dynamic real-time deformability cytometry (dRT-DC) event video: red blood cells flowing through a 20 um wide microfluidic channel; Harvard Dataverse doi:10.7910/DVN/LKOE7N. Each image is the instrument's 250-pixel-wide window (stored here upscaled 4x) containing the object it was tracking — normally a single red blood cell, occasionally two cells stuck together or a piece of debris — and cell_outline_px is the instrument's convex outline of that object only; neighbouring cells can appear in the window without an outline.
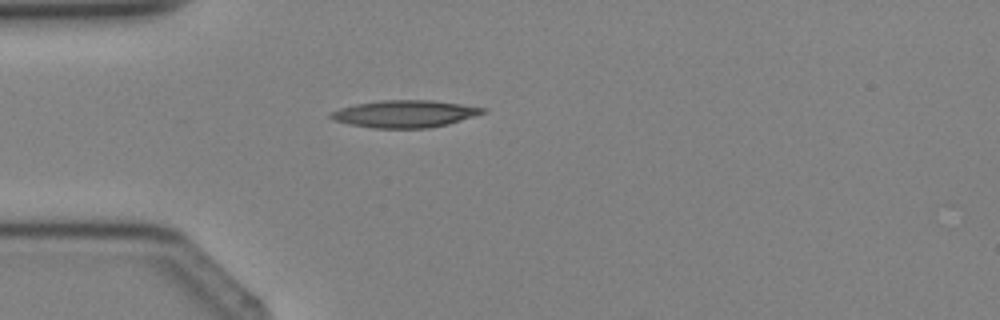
{"species": "Egyptian fruit bat (a non-hibernating species)", "species_latin": "Rousettus aegyptiacus", "temperature_condition": "cold", "stored_images_in_passage": 2, "camera_frame_rate_fps": 3000, "um_per_image_px": 0.085, "animal": {"sex": "female"}, "frame": {"image": 1, "passage_image": 2, "time_ms": 1.0, "image_size_px": [1000, 320], "cell_outline_px": [[488, 112], [448, 124], [428, 128], [372, 128], [348, 124], [336, 120], [328, 116], [328, 112], [340, 108], [356, 104], [380, 100], [432, 100], [488, 108]], "centroid_in_image_um": [34.42, 9.67], "position_along_channel_um": 50.6, "area_um2": 24.22}}